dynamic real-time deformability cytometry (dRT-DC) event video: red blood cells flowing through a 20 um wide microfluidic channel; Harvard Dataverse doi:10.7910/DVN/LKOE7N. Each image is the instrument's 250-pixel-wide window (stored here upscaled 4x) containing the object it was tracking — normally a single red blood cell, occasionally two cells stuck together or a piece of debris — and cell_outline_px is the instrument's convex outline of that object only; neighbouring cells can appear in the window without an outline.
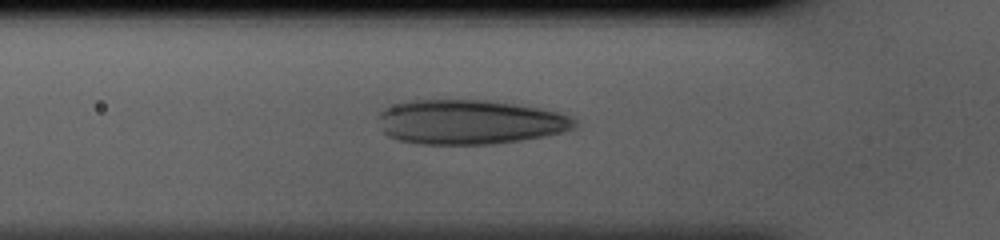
{"species": "human", "species_latin": "Homo sapiens", "temperature_condition": "cold", "stored_images_in_passage": 28, "camera_frame_rate_fps": 3000, "um_per_image_px": 0.085, "donor": {"sex": "male"}, "frame": {"image": 1, "passage_image": 2, "time_ms": 0.333, "image_size_px": [1000, 240], "cell_outline_px": [[576, 124], [572, 128], [560, 132], [544, 136], [520, 140], [492, 144], [416, 144], [396, 140], [388, 136], [380, 128], [380, 112], [384, 108], [396, 104], [412, 100], [488, 100], [516, 104], [540, 108], [560, 112], [576, 120]], "centroid_in_image_um": [39.89, 10.37], "position_along_channel_um": 85.9, "area_um2": 50.86}}
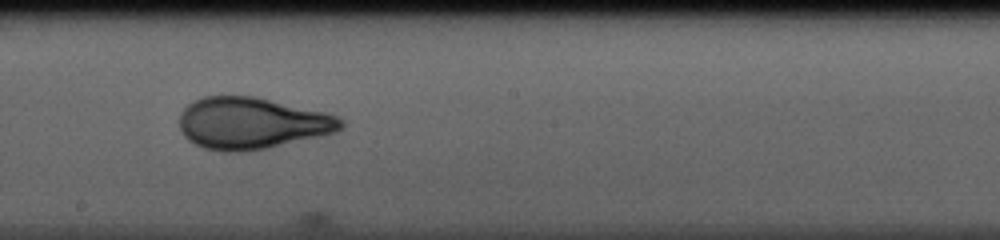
{"frame": {"image": 2, "passage_image": 12, "time_ms": 3.667, "image_size_px": [1000, 240], "cell_outline_px": [[344, 128], [336, 132], [268, 148], [244, 152], [220, 152], [204, 148], [188, 140], [184, 136], [180, 128], [180, 112], [192, 100], [204, 96], [256, 96], [324, 112], [340, 116], [344, 120]], "centroid_in_image_um": [21.4, 10.47], "position_along_channel_um": 226.8, "area_um2": 49.01}}
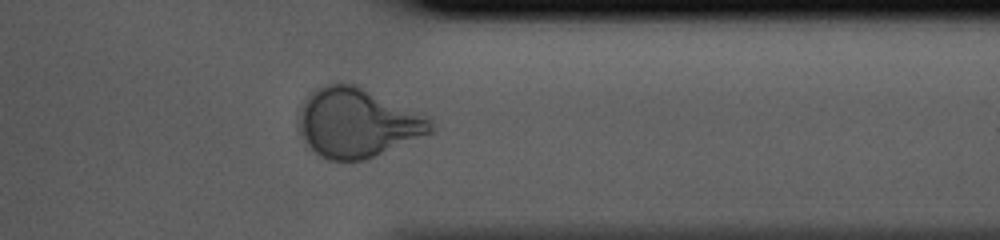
{"frame": {"image": 3, "passage_image": 23, "time_ms": 7.333, "image_size_px": [1000, 240], "cell_outline_px": [[432, 132], [364, 160], [328, 160], [320, 156], [308, 144], [296, 124], [296, 112], [304, 96], [316, 88], [324, 84], [340, 80], [344, 80], [356, 84], [428, 116], [432, 120]], "centroid_in_image_um": [30.29, 10.37], "position_along_channel_um": 381.1, "area_um2": 53.81}}